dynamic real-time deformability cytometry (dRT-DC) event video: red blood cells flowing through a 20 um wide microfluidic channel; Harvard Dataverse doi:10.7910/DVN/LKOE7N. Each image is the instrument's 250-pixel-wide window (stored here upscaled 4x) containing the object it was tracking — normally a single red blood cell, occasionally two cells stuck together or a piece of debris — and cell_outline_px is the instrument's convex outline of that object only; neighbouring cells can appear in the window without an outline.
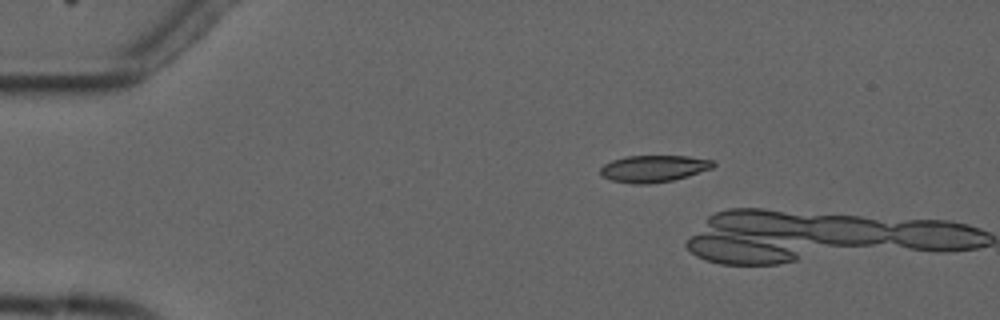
{"species": "common noctule bat (a hibernating species)", "species_latin": "Nyctalus noctula", "temperature_condition": "cold", "stored_images_in_passage": 4, "camera_frame_rate_fps": 3000, "um_per_image_px": 0.085, "animal": {"sex": "male", "forearm_length_mm": 52.5}, "frame": {"image": 1, "passage_image": 3, "time_ms": 3.0, "image_size_px": [1000, 320], "cell_outline_px": [[716, 164], [712, 168], [688, 176], [672, 180], [648, 184], [632, 184], [612, 180], [600, 176], [600, 168], [604, 164], [612, 160], [628, 156], [688, 156], [712, 160]], "centroid_in_image_um": [55.54, 14.33], "position_along_channel_um": 29.5, "area_um2": 17.63}}